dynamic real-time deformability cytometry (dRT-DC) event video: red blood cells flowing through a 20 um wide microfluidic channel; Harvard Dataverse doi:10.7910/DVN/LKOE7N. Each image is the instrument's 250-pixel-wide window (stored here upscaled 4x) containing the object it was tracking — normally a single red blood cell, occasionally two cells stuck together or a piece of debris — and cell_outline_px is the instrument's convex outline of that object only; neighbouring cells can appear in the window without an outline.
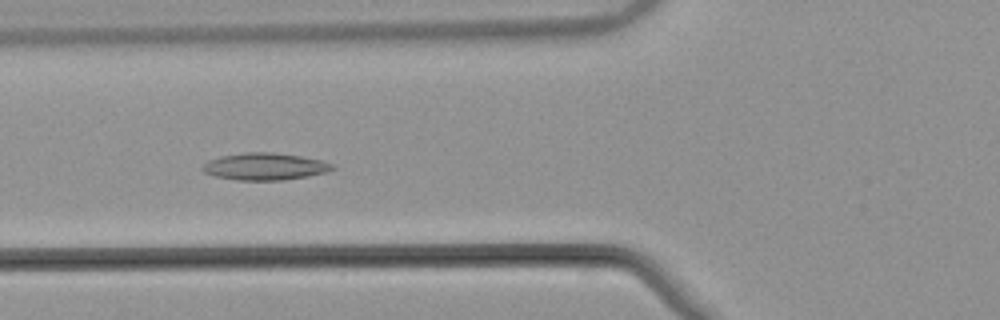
{"species": "common noctule bat (a hibernating species)", "species_latin": "Nyctalus noctula", "temperature_condition": "warm", "stored_images_in_passage": 55, "camera_frame_rate_fps": 3000, "um_per_image_px": 0.085, "animal": {"sex": "male", "body_mass_g": 21.5, "forearm_length_mm": 52.0}, "frame": {"image": 1, "passage_image": 22, "time_ms": 7.0, "image_size_px": [1000, 320], "cell_outline_px": [[336, 168], [328, 172], [308, 176], [284, 180], [236, 180], [216, 176], [204, 172], [200, 168], [208, 160], [220, 156], [244, 152], [272, 152], [300, 156], [320, 160], [332, 164]], "centroid_in_image_um": [22.5, 14.15], "position_along_channel_um": 103.3, "area_um2": 20.52}}
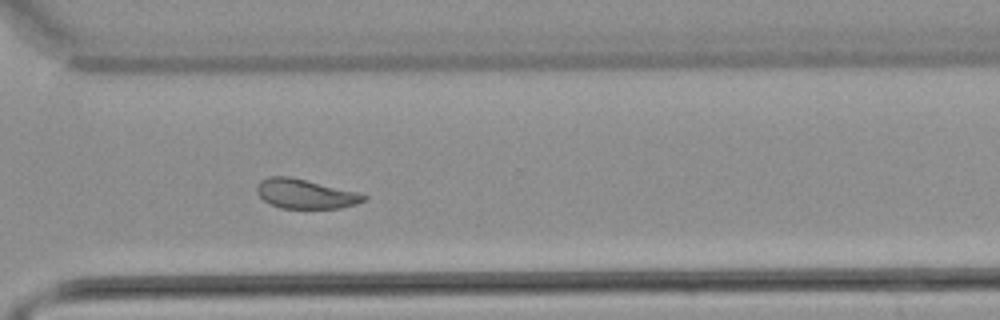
{"frame": {"image": 2, "passage_image": 41, "time_ms": 13.333, "image_size_px": [1000, 320], "cell_outline_px": [[368, 200], [356, 204], [340, 208], [280, 208], [268, 204], [256, 192], [256, 184], [260, 180], [268, 176], [288, 176], [356, 192], [368, 196]], "centroid_in_image_um": [25.91, 16.48], "position_along_channel_um": 344.7, "area_um2": 18.32}}
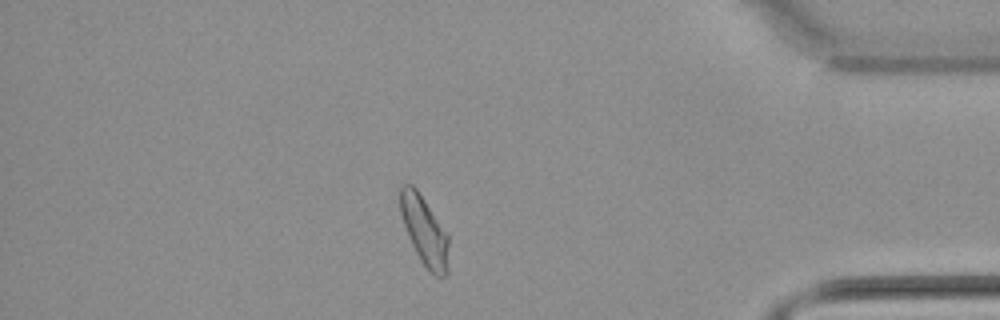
{"frame": {"image": 3, "passage_image": 48, "time_ms": 15.667, "image_size_px": [1000, 320], "cell_outline_px": [[448, 272], [444, 276], [436, 276], [428, 272], [420, 260], [412, 244], [404, 224], [400, 212], [400, 184], [412, 184], [416, 188], [448, 232]], "centroid_in_image_um": [36.09, 19.62], "position_along_channel_um": 399.1, "area_um2": 19.59}, "authors_computed_cell_mechanics": {"area_um2": 19.8254, "velocity_mm_per_s": 3.8095, "shape_relaxation_time_tau1_ms": null, "shape_relaxation_time_tau2_ms": 5.882, "deformation_change_tau1": null, "deformation_change_tau2": 0.1317}}